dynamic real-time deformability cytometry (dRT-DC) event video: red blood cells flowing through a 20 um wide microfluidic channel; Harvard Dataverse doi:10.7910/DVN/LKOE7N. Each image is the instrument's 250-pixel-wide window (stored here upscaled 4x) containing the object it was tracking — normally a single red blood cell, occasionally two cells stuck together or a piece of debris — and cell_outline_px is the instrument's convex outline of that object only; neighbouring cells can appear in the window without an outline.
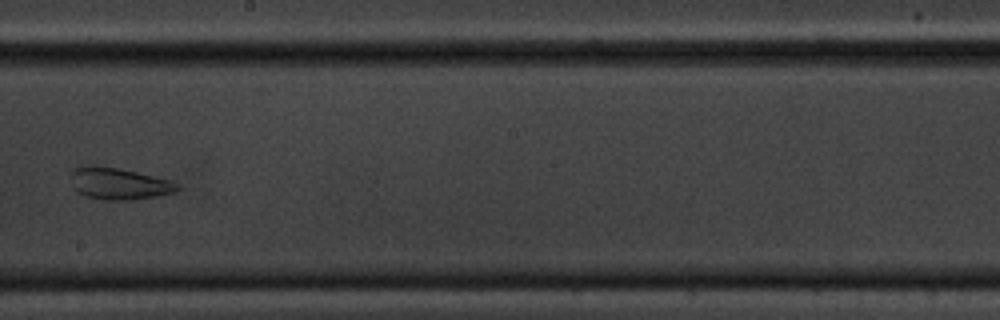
{"species": "common noctule bat (a hibernating species)", "species_latin": "Nyctalus noctula", "temperature_condition": "cold", "stored_images_in_passage": 15, "camera_frame_rate_fps": 3000, "um_per_image_px": 0.085, "animal": {"sex": "male", "body_mass_g": 20.1, "forearm_length_mm": 53.5}, "frame": {"image": 1, "passage_image": 9, "time_ms": 10.333, "image_size_px": [1000, 320], "cell_outline_px": [[180, 188], [176, 192], [156, 196], [132, 200], [104, 200], [84, 196], [76, 192], [72, 188], [72, 172], [76, 168], [116, 168], [136, 172], [168, 180], [180, 184]], "centroid_in_image_um": [10.15, 15.67], "position_along_channel_um": 238.1, "area_um2": 19.13}}
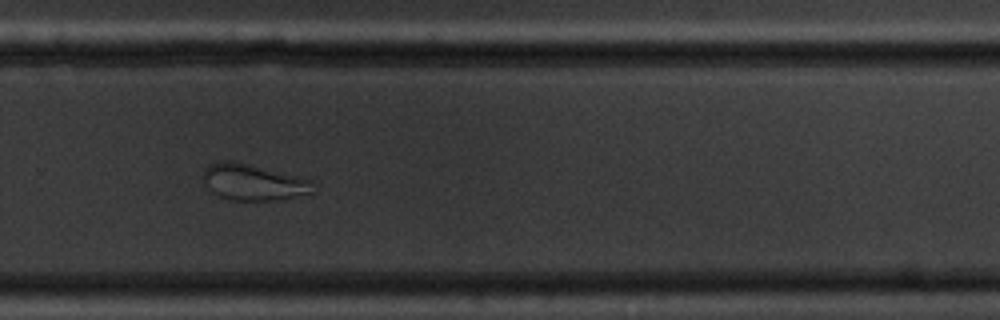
{"frame": {"image": 2, "passage_image": 11, "time_ms": 12.333, "image_size_px": [1000, 320], "cell_outline_px": [[312, 192], [276, 200], [232, 200], [220, 196], [212, 192], [208, 188], [200, 176], [204, 168], [208, 164], [220, 160], [232, 160], [300, 176], [308, 180]], "centroid_in_image_um": [21.4, 15.46], "position_along_channel_um": 308.4, "area_um2": 23.06}}